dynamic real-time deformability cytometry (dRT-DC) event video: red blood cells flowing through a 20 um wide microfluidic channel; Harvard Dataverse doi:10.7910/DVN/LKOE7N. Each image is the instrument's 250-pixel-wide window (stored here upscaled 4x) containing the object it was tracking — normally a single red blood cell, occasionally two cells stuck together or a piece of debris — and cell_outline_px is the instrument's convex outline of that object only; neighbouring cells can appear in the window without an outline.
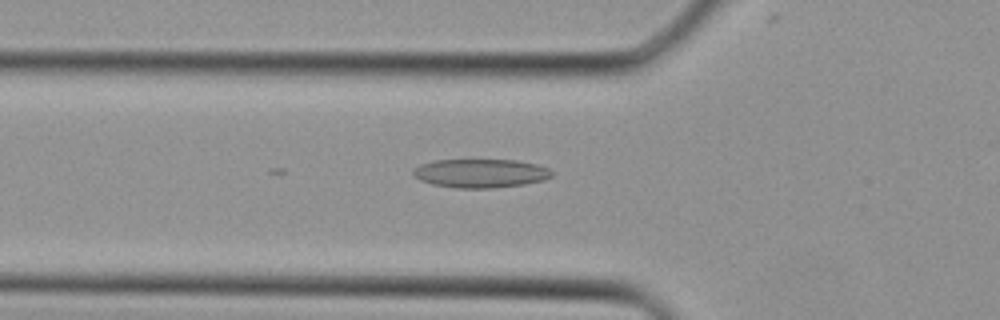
{"species": "Egyptian fruit bat (a non-hibernating species)", "species_latin": "Rousettus aegyptiacus", "temperature_condition": "cold", "stored_images_in_passage": 37, "camera_frame_rate_fps": 3000, "um_per_image_px": 0.085, "animal": {"sex": "female"}, "frame": {"image": 1, "passage_image": 13, "time_ms": 4.0, "image_size_px": [1000, 320], "cell_outline_px": [[552, 176], [544, 180], [524, 184], [492, 188], [456, 188], [432, 184], [420, 180], [412, 176], [412, 168], [420, 164], [432, 160], [516, 160], [536, 164], [548, 168], [552, 172]], "centroid_in_image_um": [40.79, 14.73], "position_along_channel_um": 85.0, "area_um2": 23.35}}
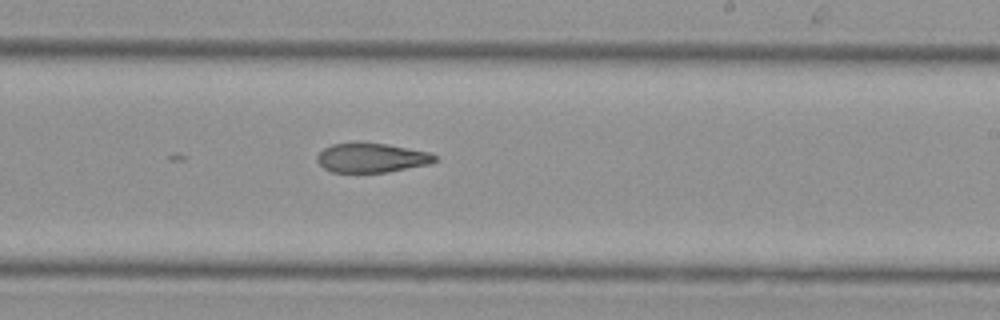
{"frame": {"image": 2, "passage_image": 23, "time_ms": 7.333, "image_size_px": [1000, 320], "cell_outline_px": [[436, 160], [428, 164], [388, 172], [332, 172], [324, 168], [316, 160], [316, 156], [324, 148], [332, 144], [356, 140], [388, 144], [428, 152], [436, 156]], "centroid_in_image_um": [31.53, 13.38], "position_along_channel_um": 257.5, "area_um2": 20.46}}
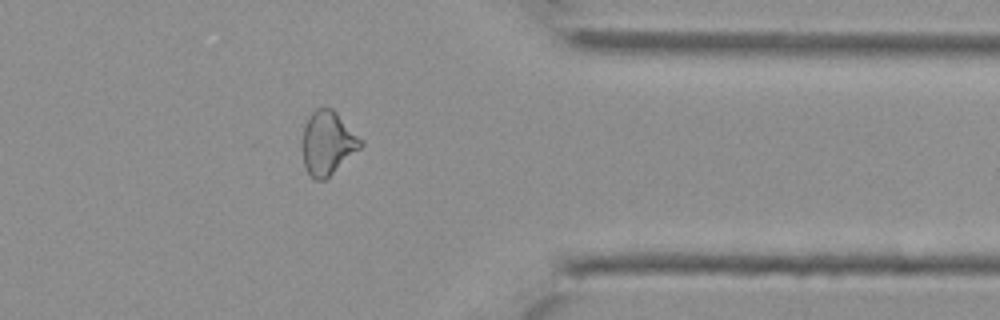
{"frame": {"image": 3, "passage_image": 31, "time_ms": 10.0, "image_size_px": [1000, 320], "cell_outline_px": [[364, 144], [360, 148], [324, 180], [316, 180], [304, 168], [300, 140], [304, 124], [308, 116], [316, 108], [332, 108], [364, 140]], "centroid_in_image_um": [27.81, 12.13], "position_along_channel_um": 383.6, "area_um2": 21.91}}